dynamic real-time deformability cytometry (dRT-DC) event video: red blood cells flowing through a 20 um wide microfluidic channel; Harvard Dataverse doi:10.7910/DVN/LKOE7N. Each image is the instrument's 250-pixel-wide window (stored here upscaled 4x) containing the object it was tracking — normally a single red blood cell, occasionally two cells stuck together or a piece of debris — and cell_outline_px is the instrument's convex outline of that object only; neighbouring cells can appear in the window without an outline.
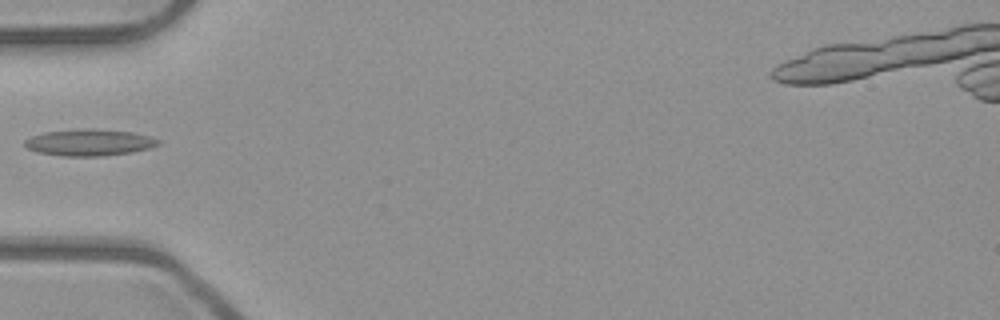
{"species": "common noctule bat (a hibernating species)", "species_latin": "Nyctalus noctula", "temperature_condition": "room temperature", "stored_images_in_passage": 15, "camera_frame_rate_fps": 3000, "um_per_image_px": 0.085, "animal": {"sex": "male", "body_mass_g": 23.1, "forearm_length_mm": 52.7}, "frame": {"image": 1, "passage_image": 1, "time_ms": 0.0, "image_size_px": [1000, 320], "cell_outline_px": [[160, 144], [148, 148], [132, 152], [104, 156], [64, 156], [40, 152], [28, 148], [24, 144], [24, 140], [32, 136], [44, 132], [84, 128], [96, 128], [132, 132], [148, 136], [160, 140]], "centroid_in_image_um": [7.6, 12.1], "position_along_channel_um": 77.4, "area_um2": 20.63}}